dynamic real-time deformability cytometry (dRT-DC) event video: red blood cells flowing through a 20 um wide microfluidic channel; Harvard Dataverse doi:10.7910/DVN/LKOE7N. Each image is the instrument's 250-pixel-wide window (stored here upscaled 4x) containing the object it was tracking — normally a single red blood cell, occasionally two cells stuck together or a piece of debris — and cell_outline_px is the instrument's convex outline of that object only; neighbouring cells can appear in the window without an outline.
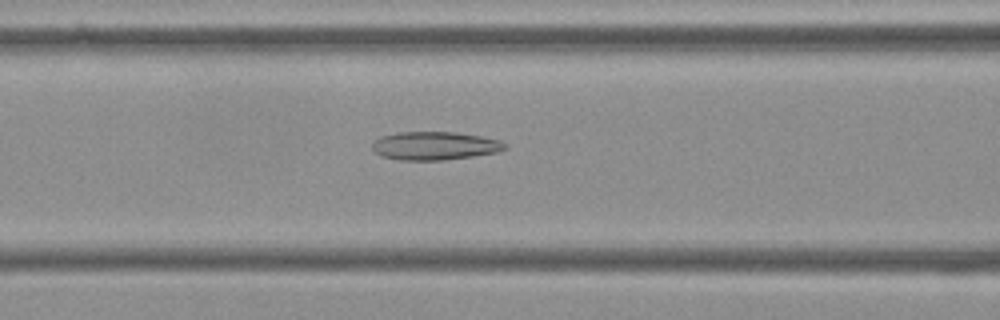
{"species": "Egyptian fruit bat (a non-hibernating species)", "species_latin": "Rousettus aegyptiacus", "temperature_condition": "cold", "stored_images_in_passage": 55, "camera_frame_rate_fps": 3000, "um_per_image_px": 0.085, "frame": {"image": 1, "passage_image": 22, "time_ms": 7.0, "image_size_px": [1000, 320], "cell_outline_px": [[508, 148], [496, 152], [472, 156], [444, 160], [400, 160], [380, 156], [372, 148], [372, 144], [380, 136], [400, 132], [456, 132], [480, 136], [500, 140], [508, 144]], "centroid_in_image_um": [36.96, 12.39], "position_along_channel_um": 129.6, "area_um2": 21.91}}
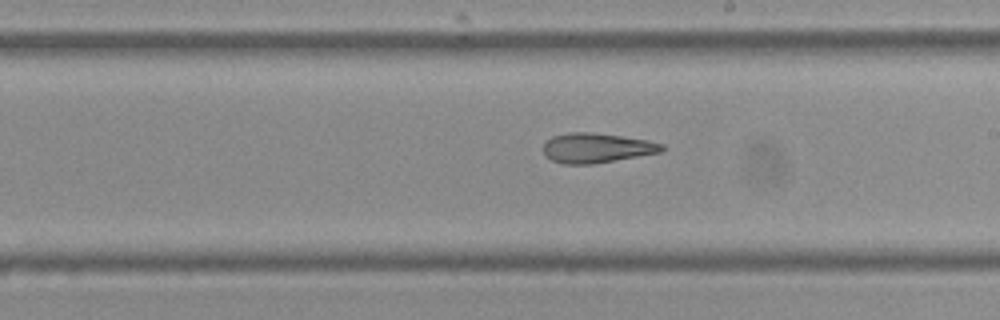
{"frame": {"image": 2, "passage_image": 31, "time_ms": 10.0, "image_size_px": [1000, 320], "cell_outline_px": [[664, 148], [660, 152], [592, 164], [564, 164], [552, 160], [544, 156], [544, 140], [552, 136], [568, 132], [588, 132], [620, 136], [648, 140], [664, 144]], "centroid_in_image_um": [50.65, 12.57], "position_along_channel_um": 238.3, "area_um2": 20.46}}
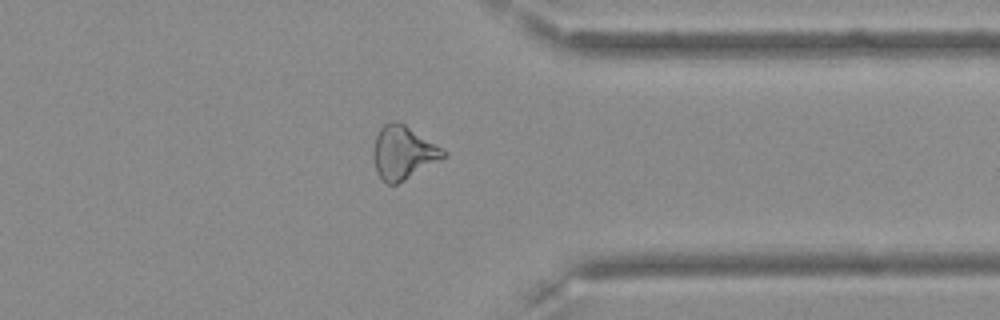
{"frame": {"image": 3, "passage_image": 43, "time_ms": 14.0, "image_size_px": [1000, 320], "cell_outline_px": [[448, 156], [404, 180], [396, 184], [388, 184], [376, 172], [372, 156], [372, 148], [376, 136], [380, 128], [384, 124], [392, 120], [396, 120], [404, 124], [448, 152]], "centroid_in_image_um": [34.25, 12.96], "position_along_channel_um": 377.1, "area_um2": 21.73}, "authors_computed_cell_mechanics": {"area_um2": 23.0622, "velocity_mm_per_s": 3.6212, "shape_relaxation_time_tau1_ms": null, "shape_relaxation_time_tau2_ms": 4.8434, "deformation_change_tau1": null, "deformation_change_tau2": 0.149}}